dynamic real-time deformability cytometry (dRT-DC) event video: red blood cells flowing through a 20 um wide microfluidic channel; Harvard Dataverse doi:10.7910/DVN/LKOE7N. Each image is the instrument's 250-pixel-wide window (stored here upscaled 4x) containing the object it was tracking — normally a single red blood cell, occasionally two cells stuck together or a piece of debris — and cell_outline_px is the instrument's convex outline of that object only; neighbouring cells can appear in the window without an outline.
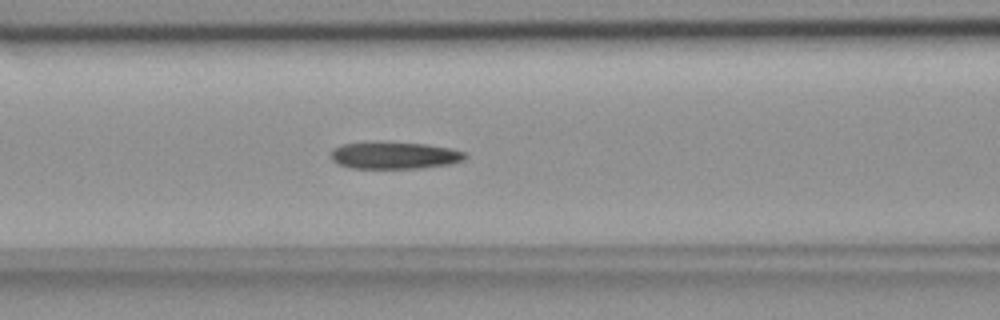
{"species": "common noctule bat (a hibernating species)", "species_latin": "Nyctalus noctula", "temperature_condition": "room temperature", "stored_images_in_passage": 42, "camera_frame_rate_fps": 3000, "um_per_image_px": 0.085, "animal": {"sex": "female", "body_mass_g": 18.4}, "frame": {"image": 1, "passage_image": 20, "time_ms": 6.333, "image_size_px": [1000, 320], "cell_outline_px": [[468, 156], [464, 160], [448, 164], [420, 168], [352, 168], [340, 164], [332, 160], [332, 148], [340, 144], [368, 140], [384, 140], [428, 144], [452, 148], [464, 152]], "centroid_in_image_um": [33.5, 13.16], "position_along_channel_um": 133.1, "area_um2": 21.91}}
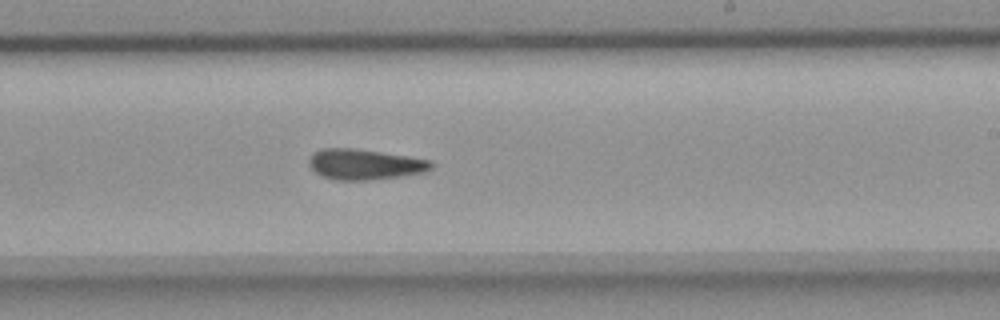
{"frame": {"image": 2, "passage_image": 30, "time_ms": 9.667, "image_size_px": [1000, 320], "cell_outline_px": [[436, 164], [428, 172], [400, 176], [368, 180], [336, 180], [320, 176], [308, 164], [308, 160], [312, 152], [320, 148], [356, 148], [408, 156], [432, 160]], "centroid_in_image_um": [31.02, 13.96], "position_along_channel_um": 258.0, "area_um2": 22.14}}
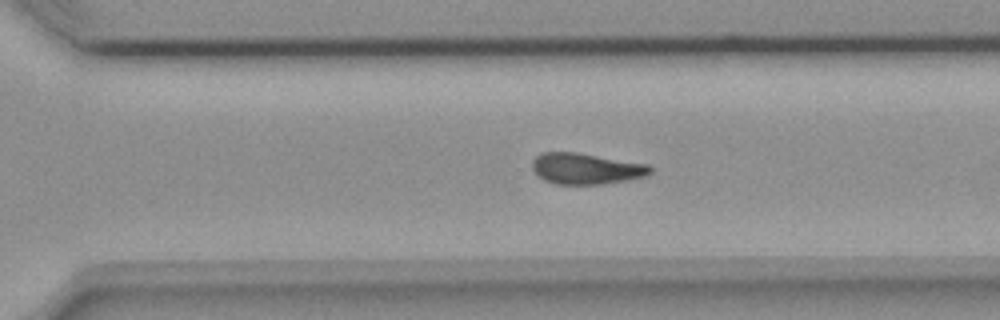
{"frame": {"image": 3, "passage_image": 35, "time_ms": 11.333, "image_size_px": [1000, 320], "cell_outline_px": [[652, 172], [644, 176], [624, 180], [600, 184], [556, 184], [544, 180], [532, 168], [532, 160], [540, 152], [576, 152], [648, 164], [652, 168]], "centroid_in_image_um": [49.79, 14.32], "position_along_channel_um": 320.8, "area_um2": 21.15}, "authors_computed_cell_mechanics": {"area_um2": 21.5305, "velocity_mm_per_s": 3.7599, "shape_relaxation_time_tau1_ms": 8.2794, "shape_relaxation_time_tau2_ms": null, "deformation_change_tau1": 0.1946, "deformation_change_tau2": null}}